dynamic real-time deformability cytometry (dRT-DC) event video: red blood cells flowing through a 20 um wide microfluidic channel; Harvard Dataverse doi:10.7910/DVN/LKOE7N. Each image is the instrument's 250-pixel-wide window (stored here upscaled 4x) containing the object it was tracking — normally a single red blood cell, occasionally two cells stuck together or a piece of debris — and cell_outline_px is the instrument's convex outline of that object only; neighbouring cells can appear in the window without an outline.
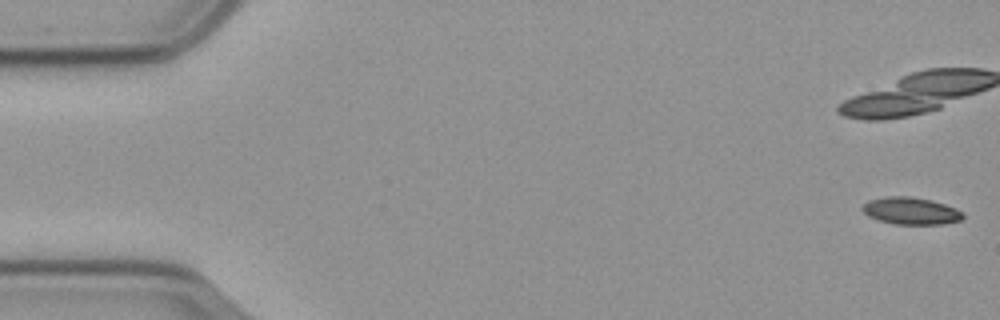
{"species": "common noctule bat (a hibernating species)", "species_latin": "Nyctalus noctula", "temperature_condition": "cold", "stored_images_in_passage": 34, "camera_frame_rate_fps": 3000, "um_per_image_px": 0.085, "animal": {"sex": "male", "body_mass_g": 23.1, "forearm_length_mm": 52.7}, "frame": {"image": 1, "passage_image": 1, "time_ms": 0.0, "image_size_px": [1000, 320], "cell_outline_px": [[964, 216], [960, 220], [944, 224], [896, 224], [880, 220], [868, 216], [860, 208], [868, 200], [888, 196], [912, 196], [944, 204], [956, 208]], "centroid_in_image_um": [77.4, 17.92], "position_along_channel_um": 7.6, "area_um2": 15.72}}